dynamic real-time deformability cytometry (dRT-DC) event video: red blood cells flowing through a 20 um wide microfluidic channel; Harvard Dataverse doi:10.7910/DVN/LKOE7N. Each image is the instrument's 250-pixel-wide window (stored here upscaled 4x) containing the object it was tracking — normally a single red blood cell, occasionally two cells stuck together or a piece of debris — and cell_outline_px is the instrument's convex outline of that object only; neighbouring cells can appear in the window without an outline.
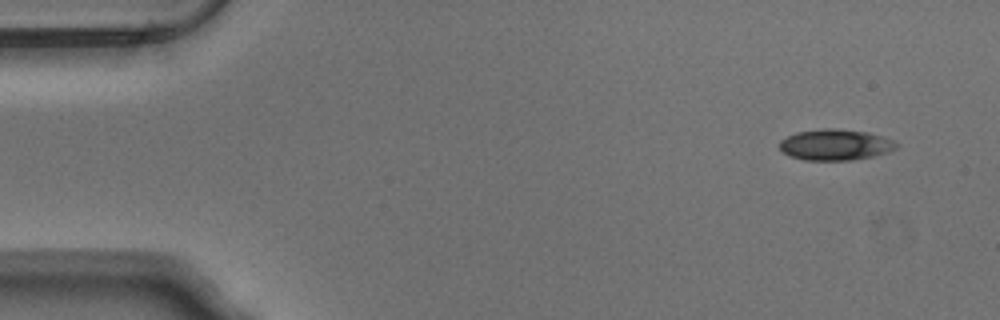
{"species": "Egyptian fruit bat (a non-hibernating species)", "species_latin": "Rousettus aegyptiacus", "temperature_condition": "warm", "stored_images_in_passage": 14, "camera_frame_rate_fps": 3000, "um_per_image_px": 0.085, "animal": {"sex": "male"}, "frame": {"image": 1, "passage_image": 1, "time_ms": 0.0, "image_size_px": [1000, 320], "cell_outline_px": [[900, 144], [896, 148], [888, 152], [872, 156], [852, 160], [804, 160], [792, 156], [784, 152], [780, 148], [780, 140], [796, 132], [824, 128], [836, 128], [868, 132], [896, 140]], "centroid_in_image_um": [71.05, 12.29], "position_along_channel_um": 13.9, "area_um2": 21.15}}
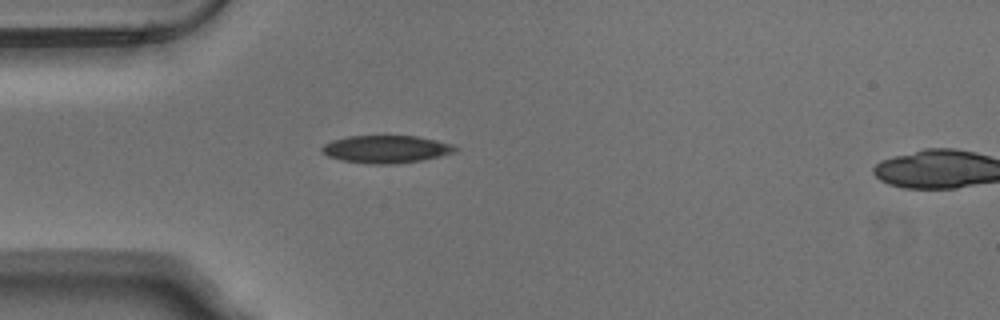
{"frame": {"image": 2, "passage_image": 12, "time_ms": 3.667, "image_size_px": [1000, 320], "cell_outline_px": [[460, 148], [456, 152], [424, 160], [396, 164], [368, 164], [340, 160], [328, 156], [320, 148], [324, 144], [332, 140], [348, 136], [416, 136], [436, 140], [452, 144]], "centroid_in_image_um": [32.85, 12.69], "position_along_channel_um": 52.2, "area_um2": 21.62}}